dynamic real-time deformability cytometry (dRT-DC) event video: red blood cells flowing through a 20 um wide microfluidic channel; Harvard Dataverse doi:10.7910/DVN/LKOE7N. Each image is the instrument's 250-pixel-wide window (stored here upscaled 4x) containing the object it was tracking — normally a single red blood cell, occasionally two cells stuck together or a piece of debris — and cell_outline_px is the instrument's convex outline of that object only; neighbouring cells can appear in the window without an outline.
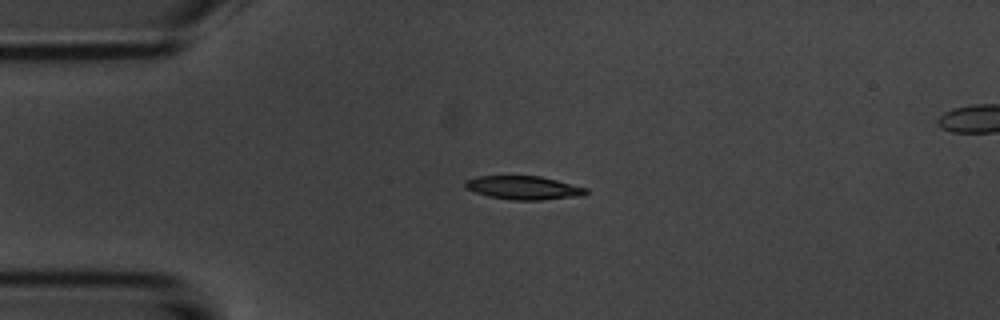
{"species": "common noctule bat (a hibernating species)", "species_latin": "Nyctalus noctula", "temperature_condition": "room temperature", "stored_images_in_passage": 2, "camera_frame_rate_fps": 3000, "um_per_image_px": 0.085, "animal": {"sex": "male", "body_mass_g": 20.1, "forearm_length_mm": 53.5}, "frame": {"image": 1, "passage_image": 1, "time_ms": 0.0, "image_size_px": [1000, 320], "cell_outline_px": [[588, 192], [584, 196], [540, 200], [512, 200], [488, 196], [464, 188], [464, 180], [476, 176], [540, 176], [588, 188]], "centroid_in_image_um": [44.5, 15.96], "position_along_channel_um": 40.5, "area_um2": 16.7}}